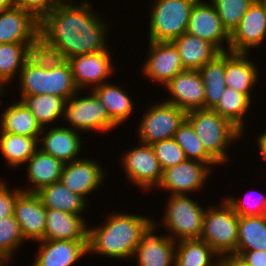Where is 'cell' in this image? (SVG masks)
<instances>
[{"mask_svg": "<svg viewBox=\"0 0 266 266\" xmlns=\"http://www.w3.org/2000/svg\"><path fill=\"white\" fill-rule=\"evenodd\" d=\"M198 203L188 195L169 196L160 225L167 236L174 241L200 238L206 208Z\"/></svg>", "mask_w": 266, "mask_h": 266, "instance_id": "cell-7", "label": "cell"}, {"mask_svg": "<svg viewBox=\"0 0 266 266\" xmlns=\"http://www.w3.org/2000/svg\"><path fill=\"white\" fill-rule=\"evenodd\" d=\"M265 36L266 8L261 0H254L230 34L229 52L249 53L264 44Z\"/></svg>", "mask_w": 266, "mask_h": 266, "instance_id": "cell-13", "label": "cell"}, {"mask_svg": "<svg viewBox=\"0 0 266 266\" xmlns=\"http://www.w3.org/2000/svg\"><path fill=\"white\" fill-rule=\"evenodd\" d=\"M105 169L94 159H80L64 163L60 181L71 192L80 195L89 205L87 197L104 184Z\"/></svg>", "mask_w": 266, "mask_h": 266, "instance_id": "cell-16", "label": "cell"}, {"mask_svg": "<svg viewBox=\"0 0 266 266\" xmlns=\"http://www.w3.org/2000/svg\"><path fill=\"white\" fill-rule=\"evenodd\" d=\"M256 140L258 145L257 147H259L258 151H260V156L266 162V131L259 134Z\"/></svg>", "mask_w": 266, "mask_h": 266, "instance_id": "cell-45", "label": "cell"}, {"mask_svg": "<svg viewBox=\"0 0 266 266\" xmlns=\"http://www.w3.org/2000/svg\"><path fill=\"white\" fill-rule=\"evenodd\" d=\"M6 181L0 179V220L13 215L14 204L18 195L23 191L19 186L11 189ZM10 188V189H9Z\"/></svg>", "mask_w": 266, "mask_h": 266, "instance_id": "cell-43", "label": "cell"}, {"mask_svg": "<svg viewBox=\"0 0 266 266\" xmlns=\"http://www.w3.org/2000/svg\"><path fill=\"white\" fill-rule=\"evenodd\" d=\"M38 50L39 43L0 44V85L7 87V84L12 83L15 75L19 77L26 60Z\"/></svg>", "mask_w": 266, "mask_h": 266, "instance_id": "cell-28", "label": "cell"}, {"mask_svg": "<svg viewBox=\"0 0 266 266\" xmlns=\"http://www.w3.org/2000/svg\"><path fill=\"white\" fill-rule=\"evenodd\" d=\"M243 266H266V251H236L234 256Z\"/></svg>", "mask_w": 266, "mask_h": 266, "instance_id": "cell-44", "label": "cell"}, {"mask_svg": "<svg viewBox=\"0 0 266 266\" xmlns=\"http://www.w3.org/2000/svg\"><path fill=\"white\" fill-rule=\"evenodd\" d=\"M21 101L32 112L42 128L64 116L67 99L51 94L24 96Z\"/></svg>", "mask_w": 266, "mask_h": 266, "instance_id": "cell-34", "label": "cell"}, {"mask_svg": "<svg viewBox=\"0 0 266 266\" xmlns=\"http://www.w3.org/2000/svg\"><path fill=\"white\" fill-rule=\"evenodd\" d=\"M12 260V257L0 255V266H8Z\"/></svg>", "mask_w": 266, "mask_h": 266, "instance_id": "cell-48", "label": "cell"}, {"mask_svg": "<svg viewBox=\"0 0 266 266\" xmlns=\"http://www.w3.org/2000/svg\"><path fill=\"white\" fill-rule=\"evenodd\" d=\"M79 133L69 126L43 128L38 140L39 149L63 163L80 159L78 154L84 141Z\"/></svg>", "mask_w": 266, "mask_h": 266, "instance_id": "cell-21", "label": "cell"}, {"mask_svg": "<svg viewBox=\"0 0 266 266\" xmlns=\"http://www.w3.org/2000/svg\"><path fill=\"white\" fill-rule=\"evenodd\" d=\"M31 266H72L88 254V241L41 240Z\"/></svg>", "mask_w": 266, "mask_h": 266, "instance_id": "cell-23", "label": "cell"}, {"mask_svg": "<svg viewBox=\"0 0 266 266\" xmlns=\"http://www.w3.org/2000/svg\"><path fill=\"white\" fill-rule=\"evenodd\" d=\"M38 148V139L35 137L0 132V152L10 168L25 166Z\"/></svg>", "mask_w": 266, "mask_h": 266, "instance_id": "cell-32", "label": "cell"}, {"mask_svg": "<svg viewBox=\"0 0 266 266\" xmlns=\"http://www.w3.org/2000/svg\"><path fill=\"white\" fill-rule=\"evenodd\" d=\"M76 2L63 0L40 20L39 50L42 53L67 60L108 50V22L94 11L89 1Z\"/></svg>", "mask_w": 266, "mask_h": 266, "instance_id": "cell-1", "label": "cell"}, {"mask_svg": "<svg viewBox=\"0 0 266 266\" xmlns=\"http://www.w3.org/2000/svg\"><path fill=\"white\" fill-rule=\"evenodd\" d=\"M186 119L193 126L206 151L220 165L229 161L226 150L231 146L230 144L244 136L231 122L212 109L187 112Z\"/></svg>", "mask_w": 266, "mask_h": 266, "instance_id": "cell-4", "label": "cell"}, {"mask_svg": "<svg viewBox=\"0 0 266 266\" xmlns=\"http://www.w3.org/2000/svg\"><path fill=\"white\" fill-rule=\"evenodd\" d=\"M169 98L165 102L181 108L184 112L204 109L205 91L198 70H184L175 75L166 85Z\"/></svg>", "mask_w": 266, "mask_h": 266, "instance_id": "cell-18", "label": "cell"}, {"mask_svg": "<svg viewBox=\"0 0 266 266\" xmlns=\"http://www.w3.org/2000/svg\"><path fill=\"white\" fill-rule=\"evenodd\" d=\"M249 56L250 53L225 52L224 82L227 88L245 94L252 101L251 94L259 82L260 72Z\"/></svg>", "mask_w": 266, "mask_h": 266, "instance_id": "cell-22", "label": "cell"}, {"mask_svg": "<svg viewBox=\"0 0 266 266\" xmlns=\"http://www.w3.org/2000/svg\"><path fill=\"white\" fill-rule=\"evenodd\" d=\"M216 8L223 26L229 34L238 26L254 0H209Z\"/></svg>", "mask_w": 266, "mask_h": 266, "instance_id": "cell-38", "label": "cell"}, {"mask_svg": "<svg viewBox=\"0 0 266 266\" xmlns=\"http://www.w3.org/2000/svg\"><path fill=\"white\" fill-rule=\"evenodd\" d=\"M186 32L207 40L220 52L229 51L230 34L223 26L215 6L210 1L198 0L193 5Z\"/></svg>", "mask_w": 266, "mask_h": 266, "instance_id": "cell-15", "label": "cell"}, {"mask_svg": "<svg viewBox=\"0 0 266 266\" xmlns=\"http://www.w3.org/2000/svg\"><path fill=\"white\" fill-rule=\"evenodd\" d=\"M176 46L182 66L186 70H199L221 52L207 40L183 33L172 41Z\"/></svg>", "mask_w": 266, "mask_h": 266, "instance_id": "cell-26", "label": "cell"}, {"mask_svg": "<svg viewBox=\"0 0 266 266\" xmlns=\"http://www.w3.org/2000/svg\"><path fill=\"white\" fill-rule=\"evenodd\" d=\"M15 6L14 0H0V12Z\"/></svg>", "mask_w": 266, "mask_h": 266, "instance_id": "cell-47", "label": "cell"}, {"mask_svg": "<svg viewBox=\"0 0 266 266\" xmlns=\"http://www.w3.org/2000/svg\"><path fill=\"white\" fill-rule=\"evenodd\" d=\"M63 0H14L15 6L32 13L39 21Z\"/></svg>", "mask_w": 266, "mask_h": 266, "instance_id": "cell-42", "label": "cell"}, {"mask_svg": "<svg viewBox=\"0 0 266 266\" xmlns=\"http://www.w3.org/2000/svg\"><path fill=\"white\" fill-rule=\"evenodd\" d=\"M213 172L211 166L199 161L186 159L178 165L162 172L161 182L157 189L169 192L170 195H187L203 190L207 178Z\"/></svg>", "mask_w": 266, "mask_h": 266, "instance_id": "cell-12", "label": "cell"}, {"mask_svg": "<svg viewBox=\"0 0 266 266\" xmlns=\"http://www.w3.org/2000/svg\"><path fill=\"white\" fill-rule=\"evenodd\" d=\"M40 21L20 7L0 12V44L39 43Z\"/></svg>", "mask_w": 266, "mask_h": 266, "instance_id": "cell-19", "label": "cell"}, {"mask_svg": "<svg viewBox=\"0 0 266 266\" xmlns=\"http://www.w3.org/2000/svg\"><path fill=\"white\" fill-rule=\"evenodd\" d=\"M257 193L258 195L254 196L253 193ZM254 199L252 200V195ZM248 196V197H247ZM247 196L245 195V198L240 201L239 198H236L231 195L229 197L225 196L224 198L226 201L232 206L233 210L239 215V216H260L263 215L264 211V205L266 201V195H264L261 192L251 191L247 193ZM248 198V199H247ZM251 198V199H250ZM250 199V201H249Z\"/></svg>", "mask_w": 266, "mask_h": 266, "instance_id": "cell-41", "label": "cell"}, {"mask_svg": "<svg viewBox=\"0 0 266 266\" xmlns=\"http://www.w3.org/2000/svg\"><path fill=\"white\" fill-rule=\"evenodd\" d=\"M36 194L46 209L80 215L87 209L88 203L80 195L71 192L61 181L43 187Z\"/></svg>", "mask_w": 266, "mask_h": 266, "instance_id": "cell-31", "label": "cell"}, {"mask_svg": "<svg viewBox=\"0 0 266 266\" xmlns=\"http://www.w3.org/2000/svg\"><path fill=\"white\" fill-rule=\"evenodd\" d=\"M107 51L70 57V64L74 84L79 91L109 82L108 79L116 71L112 62V55Z\"/></svg>", "mask_w": 266, "mask_h": 266, "instance_id": "cell-14", "label": "cell"}, {"mask_svg": "<svg viewBox=\"0 0 266 266\" xmlns=\"http://www.w3.org/2000/svg\"><path fill=\"white\" fill-rule=\"evenodd\" d=\"M159 225L150 219L142 228L140 243L132 257L138 266H175L177 241L165 234H156Z\"/></svg>", "mask_w": 266, "mask_h": 266, "instance_id": "cell-11", "label": "cell"}, {"mask_svg": "<svg viewBox=\"0 0 266 266\" xmlns=\"http://www.w3.org/2000/svg\"><path fill=\"white\" fill-rule=\"evenodd\" d=\"M151 147L162 170L178 165L187 159L183 149L174 138L155 142L151 144Z\"/></svg>", "mask_w": 266, "mask_h": 266, "instance_id": "cell-40", "label": "cell"}, {"mask_svg": "<svg viewBox=\"0 0 266 266\" xmlns=\"http://www.w3.org/2000/svg\"><path fill=\"white\" fill-rule=\"evenodd\" d=\"M174 140L183 149L189 160L213 166L220 165L204 148L191 123L185 119L174 134Z\"/></svg>", "mask_w": 266, "mask_h": 266, "instance_id": "cell-37", "label": "cell"}, {"mask_svg": "<svg viewBox=\"0 0 266 266\" xmlns=\"http://www.w3.org/2000/svg\"><path fill=\"white\" fill-rule=\"evenodd\" d=\"M148 44L146 62L140 67L146 78L166 85L175 75L185 70L173 42L148 41Z\"/></svg>", "mask_w": 266, "mask_h": 266, "instance_id": "cell-17", "label": "cell"}, {"mask_svg": "<svg viewBox=\"0 0 266 266\" xmlns=\"http://www.w3.org/2000/svg\"><path fill=\"white\" fill-rule=\"evenodd\" d=\"M13 215L25 240H44L46 208L36 193L22 191L14 204Z\"/></svg>", "mask_w": 266, "mask_h": 266, "instance_id": "cell-20", "label": "cell"}, {"mask_svg": "<svg viewBox=\"0 0 266 266\" xmlns=\"http://www.w3.org/2000/svg\"><path fill=\"white\" fill-rule=\"evenodd\" d=\"M21 100L24 96L51 94L69 99L79 90L74 84L70 64L35 51L24 63L19 77ZM21 89V90H20Z\"/></svg>", "mask_w": 266, "mask_h": 266, "instance_id": "cell-3", "label": "cell"}, {"mask_svg": "<svg viewBox=\"0 0 266 266\" xmlns=\"http://www.w3.org/2000/svg\"><path fill=\"white\" fill-rule=\"evenodd\" d=\"M221 266H243L236 258L229 257L222 259Z\"/></svg>", "mask_w": 266, "mask_h": 266, "instance_id": "cell-46", "label": "cell"}, {"mask_svg": "<svg viewBox=\"0 0 266 266\" xmlns=\"http://www.w3.org/2000/svg\"><path fill=\"white\" fill-rule=\"evenodd\" d=\"M197 1L152 0L148 41L172 42L185 33L192 7Z\"/></svg>", "mask_w": 266, "mask_h": 266, "instance_id": "cell-6", "label": "cell"}, {"mask_svg": "<svg viewBox=\"0 0 266 266\" xmlns=\"http://www.w3.org/2000/svg\"><path fill=\"white\" fill-rule=\"evenodd\" d=\"M221 261L205 241L183 239L176 243L175 266H221Z\"/></svg>", "mask_w": 266, "mask_h": 266, "instance_id": "cell-30", "label": "cell"}, {"mask_svg": "<svg viewBox=\"0 0 266 266\" xmlns=\"http://www.w3.org/2000/svg\"><path fill=\"white\" fill-rule=\"evenodd\" d=\"M263 215L266 216V201H265V205H264Z\"/></svg>", "mask_w": 266, "mask_h": 266, "instance_id": "cell-50", "label": "cell"}, {"mask_svg": "<svg viewBox=\"0 0 266 266\" xmlns=\"http://www.w3.org/2000/svg\"><path fill=\"white\" fill-rule=\"evenodd\" d=\"M266 251V216H239L236 251Z\"/></svg>", "mask_w": 266, "mask_h": 266, "instance_id": "cell-35", "label": "cell"}, {"mask_svg": "<svg viewBox=\"0 0 266 266\" xmlns=\"http://www.w3.org/2000/svg\"><path fill=\"white\" fill-rule=\"evenodd\" d=\"M114 213L107 216L104 225L88 227V254L132 259L140 243L141 230L151 218L132 213Z\"/></svg>", "mask_w": 266, "mask_h": 266, "instance_id": "cell-2", "label": "cell"}, {"mask_svg": "<svg viewBox=\"0 0 266 266\" xmlns=\"http://www.w3.org/2000/svg\"><path fill=\"white\" fill-rule=\"evenodd\" d=\"M80 91L66 102L64 121L69 128L78 132L107 133L117 125L110 119L106 107L98 96L91 90L89 95L78 97ZM78 94V95H77Z\"/></svg>", "mask_w": 266, "mask_h": 266, "instance_id": "cell-8", "label": "cell"}, {"mask_svg": "<svg viewBox=\"0 0 266 266\" xmlns=\"http://www.w3.org/2000/svg\"><path fill=\"white\" fill-rule=\"evenodd\" d=\"M124 174L130 183L149 192L161 182L162 172L151 145L138 146L125 151L121 158Z\"/></svg>", "mask_w": 266, "mask_h": 266, "instance_id": "cell-10", "label": "cell"}, {"mask_svg": "<svg viewBox=\"0 0 266 266\" xmlns=\"http://www.w3.org/2000/svg\"><path fill=\"white\" fill-rule=\"evenodd\" d=\"M0 131L35 137L39 140L43 128L21 100H13L0 115Z\"/></svg>", "mask_w": 266, "mask_h": 266, "instance_id": "cell-27", "label": "cell"}, {"mask_svg": "<svg viewBox=\"0 0 266 266\" xmlns=\"http://www.w3.org/2000/svg\"><path fill=\"white\" fill-rule=\"evenodd\" d=\"M239 215L224 198L218 207H206L200 240L222 258L234 257L238 242Z\"/></svg>", "mask_w": 266, "mask_h": 266, "instance_id": "cell-5", "label": "cell"}, {"mask_svg": "<svg viewBox=\"0 0 266 266\" xmlns=\"http://www.w3.org/2000/svg\"><path fill=\"white\" fill-rule=\"evenodd\" d=\"M262 3L264 4L265 8H266V0H261Z\"/></svg>", "mask_w": 266, "mask_h": 266, "instance_id": "cell-51", "label": "cell"}, {"mask_svg": "<svg viewBox=\"0 0 266 266\" xmlns=\"http://www.w3.org/2000/svg\"><path fill=\"white\" fill-rule=\"evenodd\" d=\"M87 224L83 215L46 209L44 240L88 241Z\"/></svg>", "mask_w": 266, "mask_h": 266, "instance_id": "cell-24", "label": "cell"}, {"mask_svg": "<svg viewBox=\"0 0 266 266\" xmlns=\"http://www.w3.org/2000/svg\"><path fill=\"white\" fill-rule=\"evenodd\" d=\"M111 83H104L95 87L92 91L106 107L110 119L119 126L131 116L134 111V103L123 88Z\"/></svg>", "mask_w": 266, "mask_h": 266, "instance_id": "cell-29", "label": "cell"}, {"mask_svg": "<svg viewBox=\"0 0 266 266\" xmlns=\"http://www.w3.org/2000/svg\"><path fill=\"white\" fill-rule=\"evenodd\" d=\"M26 163L27 180L32 187L22 189L24 192L36 193L43 187L60 181L64 163L39 148Z\"/></svg>", "mask_w": 266, "mask_h": 266, "instance_id": "cell-25", "label": "cell"}, {"mask_svg": "<svg viewBox=\"0 0 266 266\" xmlns=\"http://www.w3.org/2000/svg\"><path fill=\"white\" fill-rule=\"evenodd\" d=\"M25 239L14 215L0 220V255L14 257Z\"/></svg>", "mask_w": 266, "mask_h": 266, "instance_id": "cell-39", "label": "cell"}, {"mask_svg": "<svg viewBox=\"0 0 266 266\" xmlns=\"http://www.w3.org/2000/svg\"><path fill=\"white\" fill-rule=\"evenodd\" d=\"M204 84V109H213L219 102L226 85L225 52L218 54L212 61L202 66L199 70Z\"/></svg>", "mask_w": 266, "mask_h": 266, "instance_id": "cell-33", "label": "cell"}, {"mask_svg": "<svg viewBox=\"0 0 266 266\" xmlns=\"http://www.w3.org/2000/svg\"><path fill=\"white\" fill-rule=\"evenodd\" d=\"M139 121V142L151 145L164 139L173 138L179 126L186 119V112L175 105L162 102L149 104Z\"/></svg>", "mask_w": 266, "mask_h": 266, "instance_id": "cell-9", "label": "cell"}, {"mask_svg": "<svg viewBox=\"0 0 266 266\" xmlns=\"http://www.w3.org/2000/svg\"><path fill=\"white\" fill-rule=\"evenodd\" d=\"M6 86H3V85H0V105H1V103H2V99H1V97H2V95L4 94V88H5Z\"/></svg>", "mask_w": 266, "mask_h": 266, "instance_id": "cell-49", "label": "cell"}, {"mask_svg": "<svg viewBox=\"0 0 266 266\" xmlns=\"http://www.w3.org/2000/svg\"><path fill=\"white\" fill-rule=\"evenodd\" d=\"M251 104L253 103L245 94L226 87L218 104L212 110L226 118L245 135L243 123L246 122L243 117L250 111Z\"/></svg>", "mask_w": 266, "mask_h": 266, "instance_id": "cell-36", "label": "cell"}]
</instances>
